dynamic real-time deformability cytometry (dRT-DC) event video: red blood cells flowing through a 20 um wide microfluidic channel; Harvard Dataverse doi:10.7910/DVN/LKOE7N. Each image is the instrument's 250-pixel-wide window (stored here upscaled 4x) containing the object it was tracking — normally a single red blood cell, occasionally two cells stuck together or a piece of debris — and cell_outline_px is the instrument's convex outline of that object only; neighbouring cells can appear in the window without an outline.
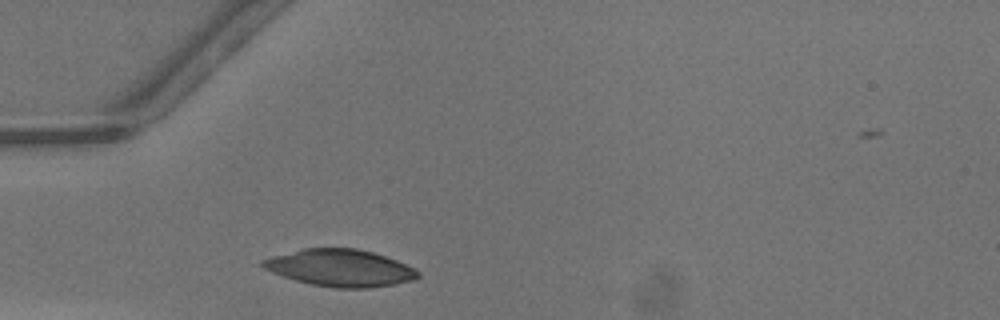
{"species": "common noctule bat (a hibernating species)", "species_latin": "Nyctalus noctula", "temperature_condition": "warm", "stored_images_in_passage": 24, "camera_frame_rate_fps": 3000, "um_per_image_px": 0.085, "animal": {"sex": "male", "body_mass_g": 13.3}, "frame": {"image": 1, "passage_image": 1, "time_ms": 0.0, "image_size_px": [1000, 320], "cell_outline_px": [[420, 276], [412, 280], [392, 284], [368, 288], [336, 288], [312, 284], [296, 280], [272, 272], [264, 268], [260, 264], [260, 260], [272, 256], [304, 248], [356, 248], [372, 252], [396, 260], [416, 268], [420, 272]], "centroid_in_image_um": [28.91, 22.77], "position_along_channel_um": 56.1, "area_um2": 33.29}}
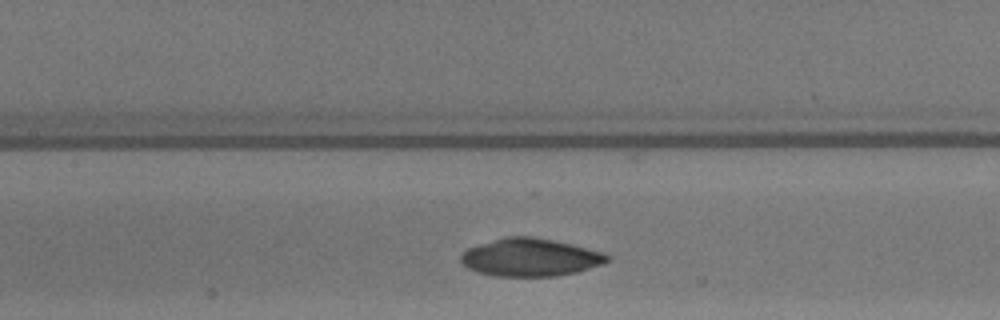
{"frame": {"image": 2, "passage_image": 9, "time_ms": 2.667, "image_size_px": [1000, 320], "cell_outline_px": [[608, 260], [604, 264], [576, 272], [556, 276], [492, 276], [476, 272], [468, 268], [460, 260], [460, 256], [468, 248], [504, 236], [532, 236], [572, 244], [604, 252], [608, 256]], "centroid_in_image_um": [45.07, 21.88], "position_along_channel_um": 162.3, "area_um2": 32.25}}
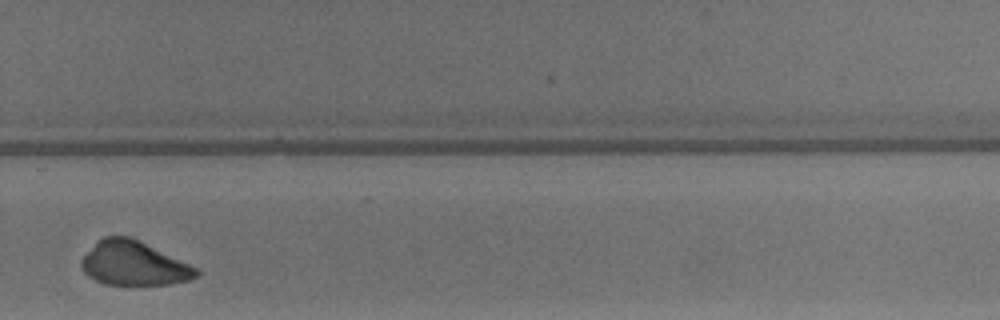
{"frame": {"image": 3, "passage_image": 20, "time_ms": 6.333, "image_size_px": [1000, 320], "cell_outline_px": [[200, 272], [196, 276], [188, 280], [168, 284], [104, 284], [88, 276], [84, 272], [80, 264], [80, 260], [104, 236], [128, 236], [140, 240], [196, 268]], "centroid_in_image_um": [11.35, 22.39], "position_along_channel_um": 318.5, "area_um2": 28.96}}